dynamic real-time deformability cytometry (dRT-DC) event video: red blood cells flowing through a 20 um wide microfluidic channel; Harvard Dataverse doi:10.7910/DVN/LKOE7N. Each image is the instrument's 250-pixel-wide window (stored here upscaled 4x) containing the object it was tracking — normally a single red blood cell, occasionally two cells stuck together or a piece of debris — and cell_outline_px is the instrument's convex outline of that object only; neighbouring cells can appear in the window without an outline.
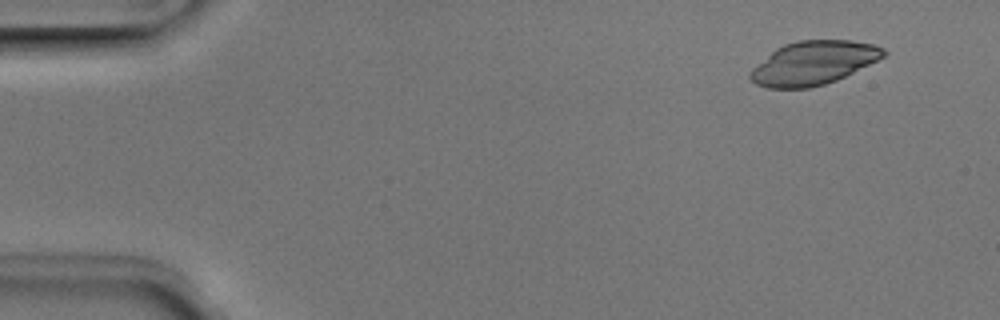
{"species": "Egyptian fruit bat (a non-hibernating species)", "species_latin": "Rousettus aegyptiacus", "temperature_condition": "room temperature", "stored_images_in_passage": 4, "camera_frame_rate_fps": 3000, "um_per_image_px": 0.085, "animal": {"sex": "male"}, "frame": {"image": 1, "passage_image": 1, "time_ms": 0.0, "image_size_px": [1000, 320], "cell_outline_px": [[888, 52], [884, 56], [836, 80], [824, 84], [808, 88], [768, 88], [756, 84], [748, 76], [748, 72], [752, 68], [776, 48], [784, 44], [800, 40], [852, 40], [872, 44], [884, 48]], "centroid_in_image_um": [69.11, 5.34], "position_along_channel_um": 15.9, "area_um2": 33.58}}